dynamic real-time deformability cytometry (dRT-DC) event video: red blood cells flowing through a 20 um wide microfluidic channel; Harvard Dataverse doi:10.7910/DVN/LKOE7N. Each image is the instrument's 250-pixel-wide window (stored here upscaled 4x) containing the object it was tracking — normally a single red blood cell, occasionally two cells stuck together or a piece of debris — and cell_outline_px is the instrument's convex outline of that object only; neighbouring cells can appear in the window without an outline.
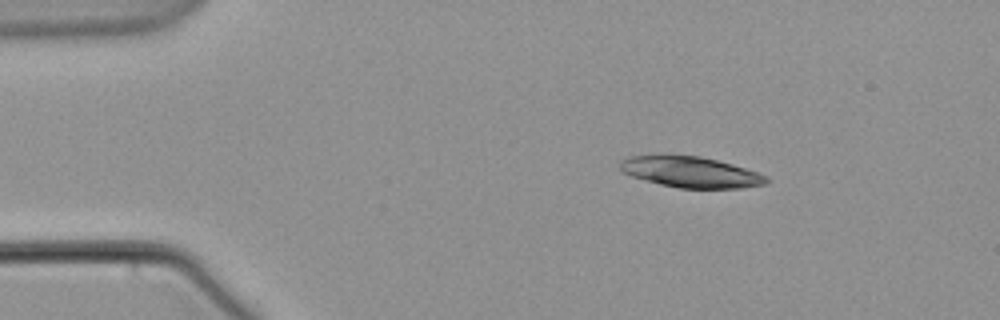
{"species": "common noctule bat (a hibernating species)", "species_latin": "Nyctalus noctula", "temperature_condition": "warm", "stored_images_in_passage": 3, "camera_frame_rate_fps": 3000, "um_per_image_px": 0.085, "animal": {"sex": "male", "body_mass_g": 21.5, "forearm_length_mm": 52.0}, "frame": {"image": 1, "passage_image": 1, "time_ms": 0.0, "image_size_px": [1000, 320], "cell_outline_px": [[768, 180], [764, 184], [740, 188], [680, 188], [660, 184], [644, 180], [632, 176], [624, 172], [620, 168], [620, 160], [628, 156], [660, 152], [664, 152], [700, 156], [732, 164], [768, 176]], "centroid_in_image_um": [58.61, 14.57], "position_along_channel_um": 26.4, "area_um2": 26.93}}